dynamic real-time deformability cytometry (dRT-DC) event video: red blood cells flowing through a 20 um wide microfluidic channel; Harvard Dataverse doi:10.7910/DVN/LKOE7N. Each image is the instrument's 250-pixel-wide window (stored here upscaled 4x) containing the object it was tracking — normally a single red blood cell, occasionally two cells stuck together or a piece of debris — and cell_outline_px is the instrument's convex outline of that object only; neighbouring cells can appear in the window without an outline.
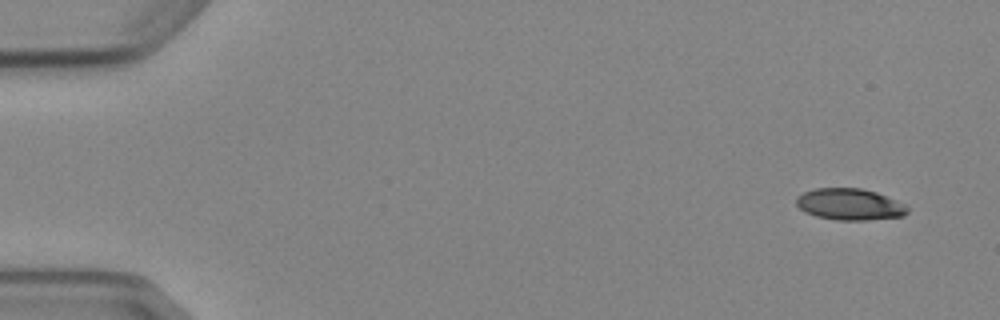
{"species": "Egyptian fruit bat (a non-hibernating species)", "species_latin": "Rousettus aegyptiacus", "temperature_condition": "cold", "stored_images_in_passage": 7, "camera_frame_rate_fps": 3000, "um_per_image_px": 0.085, "animal": {"sex": "female"}, "frame": {"image": 1, "passage_image": 1, "time_ms": 0.0, "image_size_px": [1000, 320], "cell_outline_px": [[908, 212], [904, 216], [868, 220], [836, 220], [816, 216], [804, 212], [796, 204], [796, 196], [804, 192], [816, 188], [860, 188], [876, 192], [896, 200], [904, 204], [908, 208]], "centroid_in_image_um": [72.21, 17.37], "position_along_channel_um": 12.8, "area_um2": 20.46}}
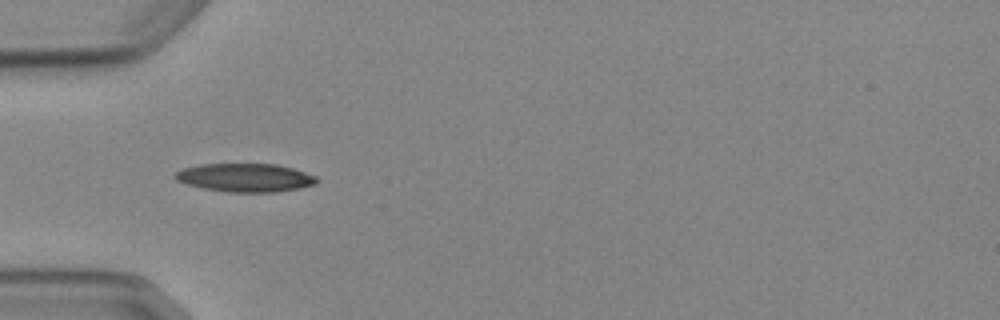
{"frame": {"image": 2, "passage_image": 5, "time_ms": 4.667, "image_size_px": [1000, 320], "cell_outline_px": [[320, 180], [316, 184], [300, 188], [276, 192], [228, 192], [204, 188], [184, 184], [176, 180], [172, 176], [176, 172], [184, 168], [200, 164], [276, 164], [292, 168], [316, 176]], "centroid_in_image_um": [20.84, 15.1], "position_along_channel_um": 64.2, "area_um2": 23.52}}
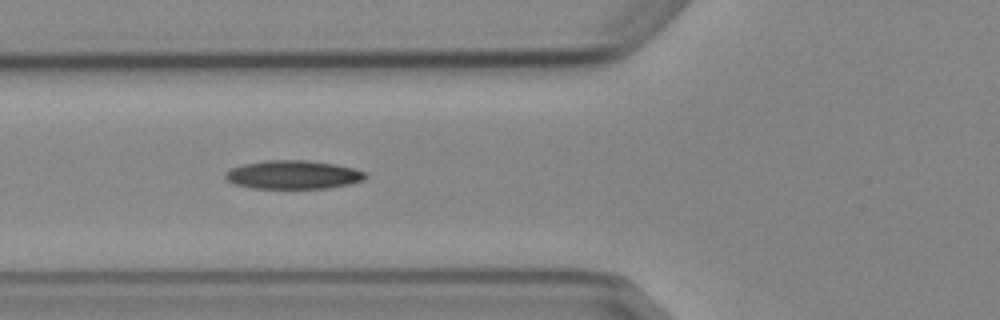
{"frame": {"image": 3, "passage_image": 6, "time_ms": 5.667, "image_size_px": [1000, 320], "cell_outline_px": [[368, 176], [364, 180], [348, 184], [328, 188], [252, 188], [236, 184], [228, 180], [224, 176], [224, 172], [232, 168], [244, 164], [264, 160], [308, 160], [336, 164], [352, 168], [364, 172]], "centroid_in_image_um": [24.92, 14.84], "position_along_channel_um": 100.9, "area_um2": 23.24}}